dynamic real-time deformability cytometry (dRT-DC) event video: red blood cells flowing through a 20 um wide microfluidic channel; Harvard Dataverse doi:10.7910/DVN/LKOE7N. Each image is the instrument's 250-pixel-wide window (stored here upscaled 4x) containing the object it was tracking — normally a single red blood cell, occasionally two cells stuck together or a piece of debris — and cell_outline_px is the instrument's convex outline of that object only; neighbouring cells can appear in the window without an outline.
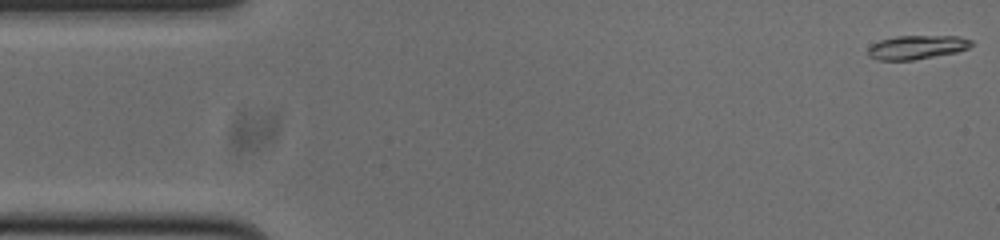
{"species": "common noctule bat (a hibernating species)", "species_latin": "Nyctalus noctula", "temperature_condition": "cold", "stored_images_in_passage": 53, "camera_frame_rate_fps": 3000, "um_per_image_px": 0.085, "animal": {"sex": "male", "body_mass_g": 20.0, "forearm_length_mm": 53.3}, "frame": {"image": 1, "passage_image": 1, "time_ms": 0.0, "image_size_px": [1000, 240], "cell_outline_px": [[972, 44], [968, 48], [956, 52], [912, 60], [880, 60], [868, 56], [868, 48], [872, 44], [880, 40], [896, 36], [960, 36], [972, 40]], "centroid_in_image_um": [77.92, 4.01], "position_along_channel_um": 7.1, "area_um2": 14.28}}
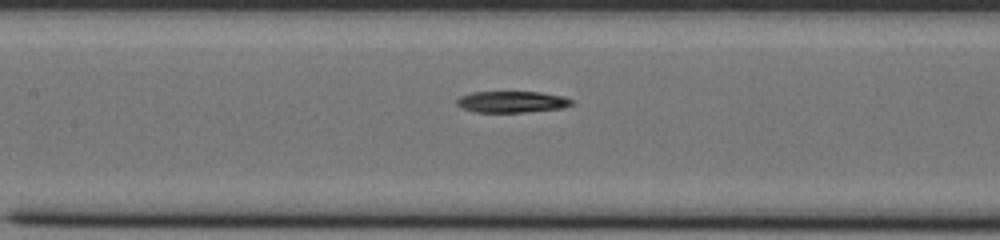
{"frame": {"image": 2, "passage_image": 23, "time_ms": 7.333, "image_size_px": [1000, 240], "cell_outline_px": [[572, 104], [564, 108], [524, 112], [476, 112], [464, 108], [456, 104], [456, 100], [460, 96], [472, 92], [540, 92], [564, 96], [572, 100]], "centroid_in_image_um": [43.52, 8.65], "position_along_channel_um": 163.9, "area_um2": 14.28}}
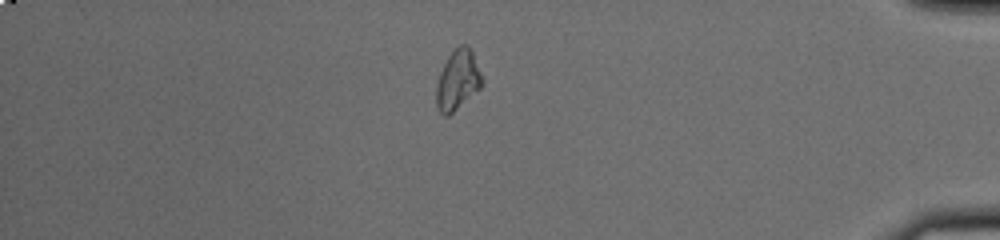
{"frame": {"image": 3, "passage_image": 45, "time_ms": 14.667, "image_size_px": [1000, 240], "cell_outline_px": [[484, 84], [480, 88], [448, 116], [444, 116], [440, 112], [436, 104], [436, 84], [440, 72], [448, 56], [460, 44], [468, 44], [472, 48], [484, 80]], "centroid_in_image_um": [38.93, 6.77], "position_along_channel_um": 396.3, "area_um2": 16.13}, "authors_computed_cell_mechanics": {"area_um2": 15.028, "velocity_mm_per_s": 3.7683, "shape_relaxation_time_tau1_ms": 4.0419, "shape_relaxation_time_tau2_ms": 2.5869, "deformation_change_tau1": 0.1646, "deformation_change_tau2": 0.0742}}